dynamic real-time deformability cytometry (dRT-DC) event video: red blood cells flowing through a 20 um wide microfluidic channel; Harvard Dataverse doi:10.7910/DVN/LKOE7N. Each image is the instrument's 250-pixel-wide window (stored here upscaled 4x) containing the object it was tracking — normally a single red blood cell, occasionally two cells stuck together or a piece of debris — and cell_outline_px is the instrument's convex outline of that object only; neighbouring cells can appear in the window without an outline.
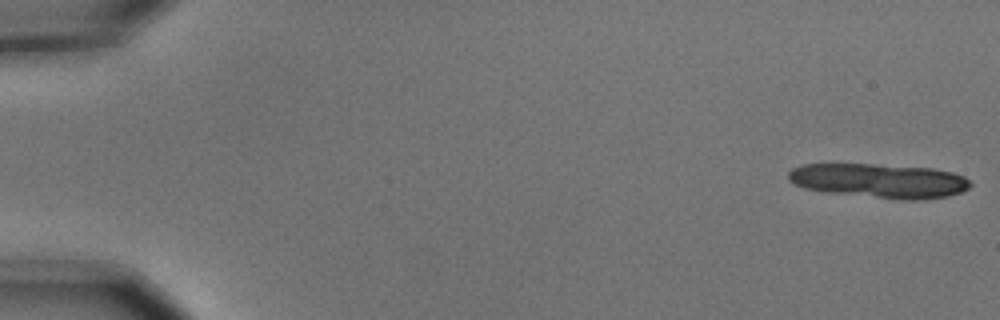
{"species": "common noctule bat (a hibernating species)", "species_latin": "Nyctalus noctula", "temperature_condition": "cold", "stored_images_in_passage": 6, "segment_of_instrument_passage": [2, 2], "camera_frame_rate_fps": 3000, "um_per_image_px": 0.085, "animal": {"sex": "male", "body_mass_g": 15.6}, "frame": {"image": 1, "passage_image": 6, "time_ms": 1.667, "image_size_px": [1000, 320], "cell_outline_px": [[972, 184], [968, 188], [960, 192], [948, 196], [916, 200], [904, 200], [824, 192], [804, 188], [788, 180], [788, 172], [792, 168], [804, 164], [872, 164], [932, 168], [952, 172], [964, 176]], "centroid_in_image_um": [74.73, 15.36], "position_along_channel_um": 10.3, "area_um2": 36.41}}